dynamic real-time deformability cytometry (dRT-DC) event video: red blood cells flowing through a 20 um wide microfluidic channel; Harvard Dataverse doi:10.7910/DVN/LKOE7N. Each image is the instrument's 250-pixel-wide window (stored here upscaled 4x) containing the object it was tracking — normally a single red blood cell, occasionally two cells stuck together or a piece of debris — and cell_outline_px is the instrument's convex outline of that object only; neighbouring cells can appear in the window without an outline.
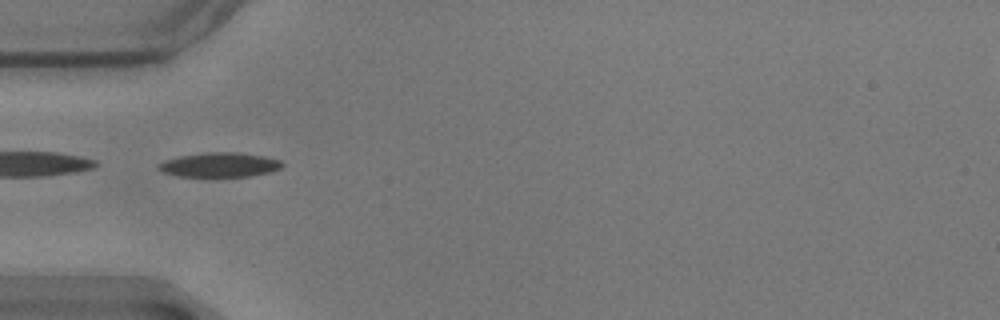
{"species": "common noctule bat (a hibernating species)", "species_latin": "Nyctalus noctula", "temperature_condition": "warm", "stored_images_in_passage": 57, "camera_frame_rate_fps": 3000, "um_per_image_px": 0.085, "animal": {"sex": "male", "body_mass_g": 17.9}, "frame": {"image": 1, "passage_image": 18, "time_ms": 5.667, "image_size_px": [1000, 320], "cell_outline_px": [[284, 164], [280, 168], [268, 172], [252, 176], [180, 176], [164, 172], [156, 168], [156, 164], [164, 160], [180, 156], [204, 152], [240, 152], [264, 156], [280, 160]], "centroid_in_image_um": [18.65, 13.99], "position_along_channel_um": 66.4, "area_um2": 17.63}}
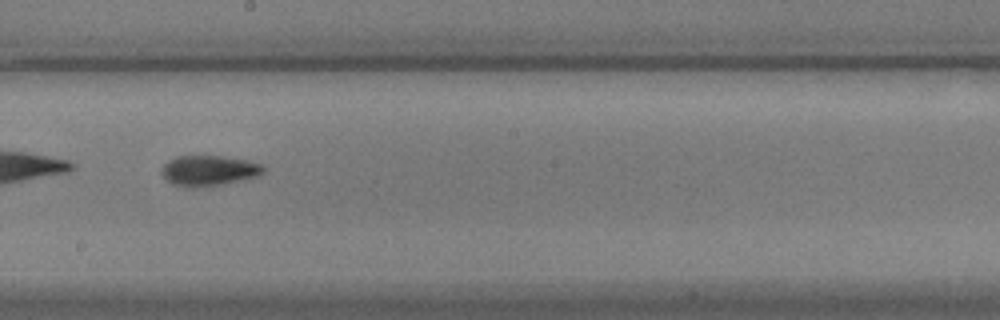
{"frame": {"image": 2, "passage_image": 32, "time_ms": 10.333, "image_size_px": [1000, 320], "cell_outline_px": [[264, 172], [256, 176], [220, 184], [192, 188], [188, 188], [172, 184], [160, 172], [160, 168], [168, 160], [176, 156], [220, 156], [248, 160], [260, 164], [264, 168]], "centroid_in_image_um": [17.69, 14.49], "position_along_channel_um": 230.5, "area_um2": 17.86}}
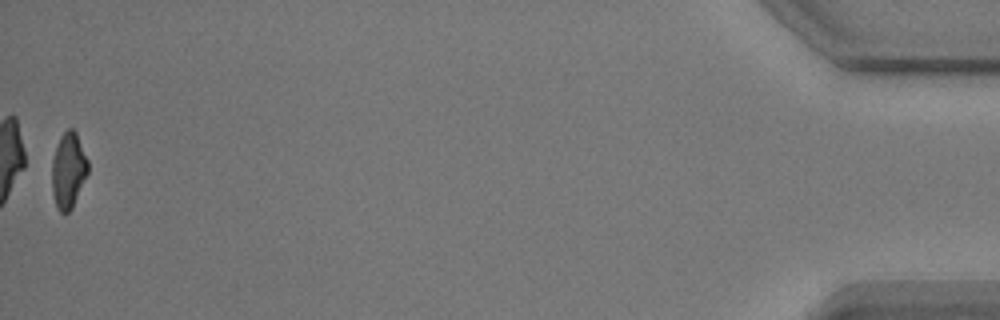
{"frame": {"image": 3, "passage_image": 57, "time_ms": 18.667, "image_size_px": [1000, 320], "cell_outline_px": [[88, 172], [72, 208], [68, 212], [60, 212], [56, 208], [52, 192], [52, 160], [60, 136], [68, 128], [72, 128], [76, 132], [88, 160]], "centroid_in_image_um": [5.8, 14.48], "position_along_channel_um": 429.4, "area_um2": 15.84}, "authors_computed_cell_mechanics": {"area_um2": 17.3978, "velocity_mm_per_s": 3.5088, "shape_relaxation_time_tau1_ms": 5.2739, "shape_relaxation_time_tau2_ms": 2.2283, "deformation_change_tau1": 0.1768, "deformation_change_tau2": 0.0763}}